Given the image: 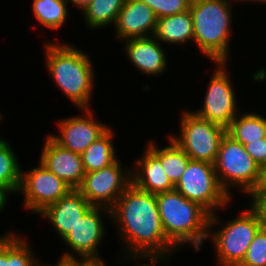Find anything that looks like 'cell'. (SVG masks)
<instances>
[{
  "label": "cell",
  "mask_w": 266,
  "mask_h": 266,
  "mask_svg": "<svg viewBox=\"0 0 266 266\" xmlns=\"http://www.w3.org/2000/svg\"><path fill=\"white\" fill-rule=\"evenodd\" d=\"M67 0H33V14L37 21L51 30L61 28L68 16Z\"/></svg>",
  "instance_id": "cell-26"
},
{
  "label": "cell",
  "mask_w": 266,
  "mask_h": 266,
  "mask_svg": "<svg viewBox=\"0 0 266 266\" xmlns=\"http://www.w3.org/2000/svg\"><path fill=\"white\" fill-rule=\"evenodd\" d=\"M218 69L210 78L202 107L193 111L198 117L227 128L232 120L241 115L236 106V94L230 81L225 62L215 63Z\"/></svg>",
  "instance_id": "cell-10"
},
{
  "label": "cell",
  "mask_w": 266,
  "mask_h": 266,
  "mask_svg": "<svg viewBox=\"0 0 266 266\" xmlns=\"http://www.w3.org/2000/svg\"><path fill=\"white\" fill-rule=\"evenodd\" d=\"M146 3L157 18L180 14L190 9L192 0H140Z\"/></svg>",
  "instance_id": "cell-28"
},
{
  "label": "cell",
  "mask_w": 266,
  "mask_h": 266,
  "mask_svg": "<svg viewBox=\"0 0 266 266\" xmlns=\"http://www.w3.org/2000/svg\"><path fill=\"white\" fill-rule=\"evenodd\" d=\"M22 167L12 146L6 139H0V193L7 199L8 194L17 193L21 183Z\"/></svg>",
  "instance_id": "cell-23"
},
{
  "label": "cell",
  "mask_w": 266,
  "mask_h": 266,
  "mask_svg": "<svg viewBox=\"0 0 266 266\" xmlns=\"http://www.w3.org/2000/svg\"><path fill=\"white\" fill-rule=\"evenodd\" d=\"M28 172L22 170L18 192L24 194V207L39 214L47 206L56 203L72 188L49 171L42 163Z\"/></svg>",
  "instance_id": "cell-11"
},
{
  "label": "cell",
  "mask_w": 266,
  "mask_h": 266,
  "mask_svg": "<svg viewBox=\"0 0 266 266\" xmlns=\"http://www.w3.org/2000/svg\"><path fill=\"white\" fill-rule=\"evenodd\" d=\"M110 218L117 224L128 254H172L178 250L165 235L155 194L131 184L111 209Z\"/></svg>",
  "instance_id": "cell-1"
},
{
  "label": "cell",
  "mask_w": 266,
  "mask_h": 266,
  "mask_svg": "<svg viewBox=\"0 0 266 266\" xmlns=\"http://www.w3.org/2000/svg\"><path fill=\"white\" fill-rule=\"evenodd\" d=\"M111 216V210L92 206L77 222L73 229L63 238L71 251L80 258H100L98 245L101 243L105 228L101 214Z\"/></svg>",
  "instance_id": "cell-13"
},
{
  "label": "cell",
  "mask_w": 266,
  "mask_h": 266,
  "mask_svg": "<svg viewBox=\"0 0 266 266\" xmlns=\"http://www.w3.org/2000/svg\"><path fill=\"white\" fill-rule=\"evenodd\" d=\"M124 42L126 55L137 70L154 76L165 72L167 57L163 45L154 36L131 38Z\"/></svg>",
  "instance_id": "cell-17"
},
{
  "label": "cell",
  "mask_w": 266,
  "mask_h": 266,
  "mask_svg": "<svg viewBox=\"0 0 266 266\" xmlns=\"http://www.w3.org/2000/svg\"><path fill=\"white\" fill-rule=\"evenodd\" d=\"M7 198L0 193V212L2 211V209L6 206L5 204L7 203Z\"/></svg>",
  "instance_id": "cell-35"
},
{
  "label": "cell",
  "mask_w": 266,
  "mask_h": 266,
  "mask_svg": "<svg viewBox=\"0 0 266 266\" xmlns=\"http://www.w3.org/2000/svg\"><path fill=\"white\" fill-rule=\"evenodd\" d=\"M144 153L142 158L136 159V169L131 170L132 184L155 195L174 190L175 185L165 174L161 161L147 147Z\"/></svg>",
  "instance_id": "cell-18"
},
{
  "label": "cell",
  "mask_w": 266,
  "mask_h": 266,
  "mask_svg": "<svg viewBox=\"0 0 266 266\" xmlns=\"http://www.w3.org/2000/svg\"><path fill=\"white\" fill-rule=\"evenodd\" d=\"M214 167L219 183L228 195L231 194L229 187L233 186L252 196L260 185L262 168L242 143L227 134L220 142Z\"/></svg>",
  "instance_id": "cell-6"
},
{
  "label": "cell",
  "mask_w": 266,
  "mask_h": 266,
  "mask_svg": "<svg viewBox=\"0 0 266 266\" xmlns=\"http://www.w3.org/2000/svg\"><path fill=\"white\" fill-rule=\"evenodd\" d=\"M217 214H210L208 237L212 238L221 266H239L246 256L255 234L262 227L259 212L252 206L236 218L226 221L221 230L211 231L219 222Z\"/></svg>",
  "instance_id": "cell-5"
},
{
  "label": "cell",
  "mask_w": 266,
  "mask_h": 266,
  "mask_svg": "<svg viewBox=\"0 0 266 266\" xmlns=\"http://www.w3.org/2000/svg\"><path fill=\"white\" fill-rule=\"evenodd\" d=\"M252 206L259 212L262 226L266 229V196H251Z\"/></svg>",
  "instance_id": "cell-31"
},
{
  "label": "cell",
  "mask_w": 266,
  "mask_h": 266,
  "mask_svg": "<svg viewBox=\"0 0 266 266\" xmlns=\"http://www.w3.org/2000/svg\"><path fill=\"white\" fill-rule=\"evenodd\" d=\"M61 259H63L69 266H106L105 261L101 257L76 258L75 254L73 255V252H65L62 254Z\"/></svg>",
  "instance_id": "cell-30"
},
{
  "label": "cell",
  "mask_w": 266,
  "mask_h": 266,
  "mask_svg": "<svg viewBox=\"0 0 266 266\" xmlns=\"http://www.w3.org/2000/svg\"><path fill=\"white\" fill-rule=\"evenodd\" d=\"M91 207L77 189H72L56 203L47 206L39 215L46 217L63 239Z\"/></svg>",
  "instance_id": "cell-16"
},
{
  "label": "cell",
  "mask_w": 266,
  "mask_h": 266,
  "mask_svg": "<svg viewBox=\"0 0 266 266\" xmlns=\"http://www.w3.org/2000/svg\"><path fill=\"white\" fill-rule=\"evenodd\" d=\"M188 111V112H187ZM180 119V135L169 136L191 160L214 164L226 128L187 110Z\"/></svg>",
  "instance_id": "cell-7"
},
{
  "label": "cell",
  "mask_w": 266,
  "mask_h": 266,
  "mask_svg": "<svg viewBox=\"0 0 266 266\" xmlns=\"http://www.w3.org/2000/svg\"><path fill=\"white\" fill-rule=\"evenodd\" d=\"M239 1H244L245 2V0H239ZM246 1H257V3L258 2H260V3H263L264 2V4L266 3V0H246Z\"/></svg>",
  "instance_id": "cell-38"
},
{
  "label": "cell",
  "mask_w": 266,
  "mask_h": 266,
  "mask_svg": "<svg viewBox=\"0 0 266 266\" xmlns=\"http://www.w3.org/2000/svg\"><path fill=\"white\" fill-rule=\"evenodd\" d=\"M113 136V131L109 127L81 154L85 173L100 170L117 160L116 150L112 144Z\"/></svg>",
  "instance_id": "cell-20"
},
{
  "label": "cell",
  "mask_w": 266,
  "mask_h": 266,
  "mask_svg": "<svg viewBox=\"0 0 266 266\" xmlns=\"http://www.w3.org/2000/svg\"><path fill=\"white\" fill-rule=\"evenodd\" d=\"M175 190L210 214L227 206L232 198L220 185L214 164L204 161L190 160Z\"/></svg>",
  "instance_id": "cell-8"
},
{
  "label": "cell",
  "mask_w": 266,
  "mask_h": 266,
  "mask_svg": "<svg viewBox=\"0 0 266 266\" xmlns=\"http://www.w3.org/2000/svg\"><path fill=\"white\" fill-rule=\"evenodd\" d=\"M129 255H130V257H132L133 259H137V258H145V259H147L148 258V260H149V258H150V261H151V264H144V265H139V266H156V264L157 263H159L160 262V260L162 261V260H165L166 258H167V260H168V258H170L169 256H170V254H154V253H151V254H128L127 253V256L129 257ZM165 258V259H164Z\"/></svg>",
  "instance_id": "cell-32"
},
{
  "label": "cell",
  "mask_w": 266,
  "mask_h": 266,
  "mask_svg": "<svg viewBox=\"0 0 266 266\" xmlns=\"http://www.w3.org/2000/svg\"><path fill=\"white\" fill-rule=\"evenodd\" d=\"M33 255L27 241L15 232L0 237V266H31L37 259Z\"/></svg>",
  "instance_id": "cell-24"
},
{
  "label": "cell",
  "mask_w": 266,
  "mask_h": 266,
  "mask_svg": "<svg viewBox=\"0 0 266 266\" xmlns=\"http://www.w3.org/2000/svg\"><path fill=\"white\" fill-rule=\"evenodd\" d=\"M44 140L40 163L72 189H78L85 175L82 156L61 147L50 137V134Z\"/></svg>",
  "instance_id": "cell-14"
},
{
  "label": "cell",
  "mask_w": 266,
  "mask_h": 266,
  "mask_svg": "<svg viewBox=\"0 0 266 266\" xmlns=\"http://www.w3.org/2000/svg\"><path fill=\"white\" fill-rule=\"evenodd\" d=\"M226 134L243 145L250 141H260L266 137V119L252 112L242 114L241 117L237 115L226 128Z\"/></svg>",
  "instance_id": "cell-22"
},
{
  "label": "cell",
  "mask_w": 266,
  "mask_h": 266,
  "mask_svg": "<svg viewBox=\"0 0 266 266\" xmlns=\"http://www.w3.org/2000/svg\"><path fill=\"white\" fill-rule=\"evenodd\" d=\"M49 73L67 98L78 109H89L94 88V69L89 55L73 45L45 44Z\"/></svg>",
  "instance_id": "cell-2"
},
{
  "label": "cell",
  "mask_w": 266,
  "mask_h": 266,
  "mask_svg": "<svg viewBox=\"0 0 266 266\" xmlns=\"http://www.w3.org/2000/svg\"><path fill=\"white\" fill-rule=\"evenodd\" d=\"M245 150L260 165L261 168L266 166V137L260 141H250L244 144Z\"/></svg>",
  "instance_id": "cell-29"
},
{
  "label": "cell",
  "mask_w": 266,
  "mask_h": 266,
  "mask_svg": "<svg viewBox=\"0 0 266 266\" xmlns=\"http://www.w3.org/2000/svg\"><path fill=\"white\" fill-rule=\"evenodd\" d=\"M56 266H69L63 259H59Z\"/></svg>",
  "instance_id": "cell-37"
},
{
  "label": "cell",
  "mask_w": 266,
  "mask_h": 266,
  "mask_svg": "<svg viewBox=\"0 0 266 266\" xmlns=\"http://www.w3.org/2000/svg\"><path fill=\"white\" fill-rule=\"evenodd\" d=\"M230 3L231 0H192L190 5L193 42L214 63L228 61L233 19Z\"/></svg>",
  "instance_id": "cell-4"
},
{
  "label": "cell",
  "mask_w": 266,
  "mask_h": 266,
  "mask_svg": "<svg viewBox=\"0 0 266 266\" xmlns=\"http://www.w3.org/2000/svg\"><path fill=\"white\" fill-rule=\"evenodd\" d=\"M31 266H52V265H48V264H40V261L38 262V259H36L35 261H34V263L31 265Z\"/></svg>",
  "instance_id": "cell-36"
},
{
  "label": "cell",
  "mask_w": 266,
  "mask_h": 266,
  "mask_svg": "<svg viewBox=\"0 0 266 266\" xmlns=\"http://www.w3.org/2000/svg\"><path fill=\"white\" fill-rule=\"evenodd\" d=\"M239 266H266V229L263 226L255 234Z\"/></svg>",
  "instance_id": "cell-27"
},
{
  "label": "cell",
  "mask_w": 266,
  "mask_h": 266,
  "mask_svg": "<svg viewBox=\"0 0 266 266\" xmlns=\"http://www.w3.org/2000/svg\"><path fill=\"white\" fill-rule=\"evenodd\" d=\"M157 20V16L146 3L140 0H126L114 24L115 36L123 41L153 36Z\"/></svg>",
  "instance_id": "cell-15"
},
{
  "label": "cell",
  "mask_w": 266,
  "mask_h": 266,
  "mask_svg": "<svg viewBox=\"0 0 266 266\" xmlns=\"http://www.w3.org/2000/svg\"><path fill=\"white\" fill-rule=\"evenodd\" d=\"M118 159L111 165L93 172H86L77 189L94 207L111 210L118 198L132 184L131 169H122Z\"/></svg>",
  "instance_id": "cell-9"
},
{
  "label": "cell",
  "mask_w": 266,
  "mask_h": 266,
  "mask_svg": "<svg viewBox=\"0 0 266 266\" xmlns=\"http://www.w3.org/2000/svg\"><path fill=\"white\" fill-rule=\"evenodd\" d=\"M156 199L166 237L178 249L191 243L199 252L208 238L210 213L175 189L156 194Z\"/></svg>",
  "instance_id": "cell-3"
},
{
  "label": "cell",
  "mask_w": 266,
  "mask_h": 266,
  "mask_svg": "<svg viewBox=\"0 0 266 266\" xmlns=\"http://www.w3.org/2000/svg\"><path fill=\"white\" fill-rule=\"evenodd\" d=\"M160 42L180 46L194 38L193 21L190 10L172 16L158 18L153 35Z\"/></svg>",
  "instance_id": "cell-19"
},
{
  "label": "cell",
  "mask_w": 266,
  "mask_h": 266,
  "mask_svg": "<svg viewBox=\"0 0 266 266\" xmlns=\"http://www.w3.org/2000/svg\"><path fill=\"white\" fill-rule=\"evenodd\" d=\"M126 0H92L83 10L85 25L91 29H101L116 22Z\"/></svg>",
  "instance_id": "cell-25"
},
{
  "label": "cell",
  "mask_w": 266,
  "mask_h": 266,
  "mask_svg": "<svg viewBox=\"0 0 266 266\" xmlns=\"http://www.w3.org/2000/svg\"><path fill=\"white\" fill-rule=\"evenodd\" d=\"M71 1L74 6H76L79 9H82V11L91 3L92 0H67Z\"/></svg>",
  "instance_id": "cell-34"
},
{
  "label": "cell",
  "mask_w": 266,
  "mask_h": 266,
  "mask_svg": "<svg viewBox=\"0 0 266 266\" xmlns=\"http://www.w3.org/2000/svg\"><path fill=\"white\" fill-rule=\"evenodd\" d=\"M83 111L86 115L71 116L58 121L60 134L50 135L61 147L80 155L110 127L96 121L90 108L82 109Z\"/></svg>",
  "instance_id": "cell-12"
},
{
  "label": "cell",
  "mask_w": 266,
  "mask_h": 266,
  "mask_svg": "<svg viewBox=\"0 0 266 266\" xmlns=\"http://www.w3.org/2000/svg\"><path fill=\"white\" fill-rule=\"evenodd\" d=\"M169 139V145L164 148L157 147L151 139L147 148L161 161L165 174L176 185L191 159L171 138Z\"/></svg>",
  "instance_id": "cell-21"
},
{
  "label": "cell",
  "mask_w": 266,
  "mask_h": 266,
  "mask_svg": "<svg viewBox=\"0 0 266 266\" xmlns=\"http://www.w3.org/2000/svg\"><path fill=\"white\" fill-rule=\"evenodd\" d=\"M252 196H266V166L262 168L260 185Z\"/></svg>",
  "instance_id": "cell-33"
}]
</instances>
